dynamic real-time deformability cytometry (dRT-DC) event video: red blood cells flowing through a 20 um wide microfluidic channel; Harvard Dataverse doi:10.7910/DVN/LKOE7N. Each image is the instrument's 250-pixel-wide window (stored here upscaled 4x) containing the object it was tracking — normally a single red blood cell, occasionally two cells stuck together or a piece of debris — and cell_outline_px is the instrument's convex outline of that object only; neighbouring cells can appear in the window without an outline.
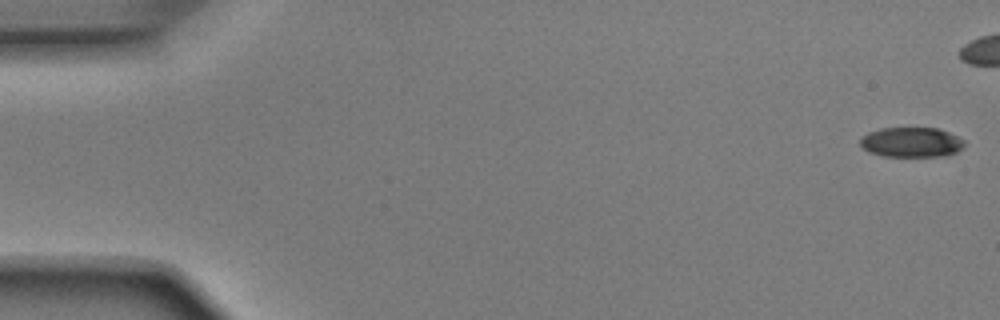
{"species": "Egyptian fruit bat (a non-hibernating species)", "species_latin": "Rousettus aegyptiacus", "temperature_condition": "room temperature", "stored_images_in_passage": 42, "camera_frame_rate_fps": 3000, "um_per_image_px": 0.085, "animal": {"sex": "male"}, "frame": {"image": 1, "passage_image": 1, "time_ms": 0.0, "image_size_px": [1000, 320], "cell_outline_px": [[964, 148], [948, 156], [880, 156], [868, 152], [860, 148], [860, 136], [868, 132], [880, 128], [940, 128], [964, 140]], "centroid_in_image_um": [77.43, 12.09], "position_along_channel_um": 7.6, "area_um2": 18.5}}
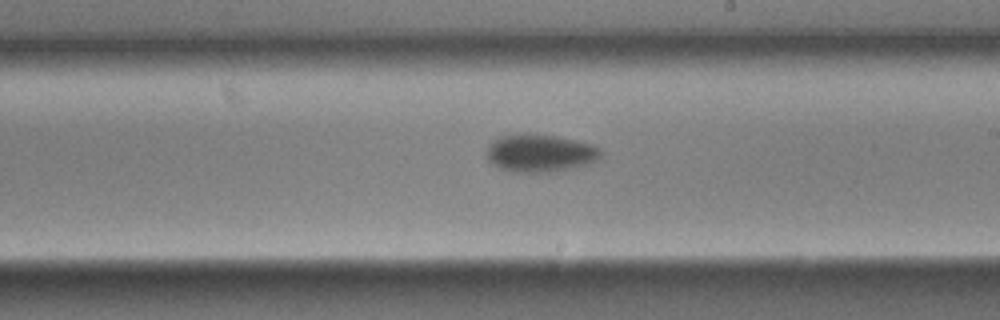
{"frame": {"image": 2, "passage_image": 30, "time_ms": 9.667, "image_size_px": [1000, 320], "cell_outline_px": [[600, 156], [596, 160], [588, 164], [548, 172], [516, 172], [500, 168], [488, 160], [484, 152], [488, 144], [492, 140], [500, 136], [556, 136], [576, 140], [592, 144], [600, 148]], "centroid_in_image_um": [45.88, 13.03], "position_along_channel_um": 243.1, "area_um2": 24.45}}
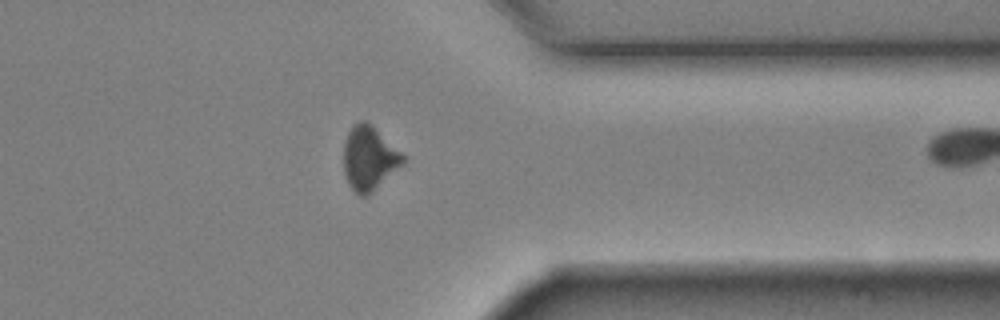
{"frame": {"image": 3, "passage_image": 41, "time_ms": 13.333, "image_size_px": [1000, 320], "cell_outline_px": [[404, 164], [368, 196], [360, 196], [348, 184], [344, 172], [344, 144], [348, 132], [352, 124], [360, 120], [364, 120], [400, 152], [404, 156]], "centroid_in_image_um": [31.35, 13.49], "position_along_channel_um": 380.0, "area_um2": 21.73}}